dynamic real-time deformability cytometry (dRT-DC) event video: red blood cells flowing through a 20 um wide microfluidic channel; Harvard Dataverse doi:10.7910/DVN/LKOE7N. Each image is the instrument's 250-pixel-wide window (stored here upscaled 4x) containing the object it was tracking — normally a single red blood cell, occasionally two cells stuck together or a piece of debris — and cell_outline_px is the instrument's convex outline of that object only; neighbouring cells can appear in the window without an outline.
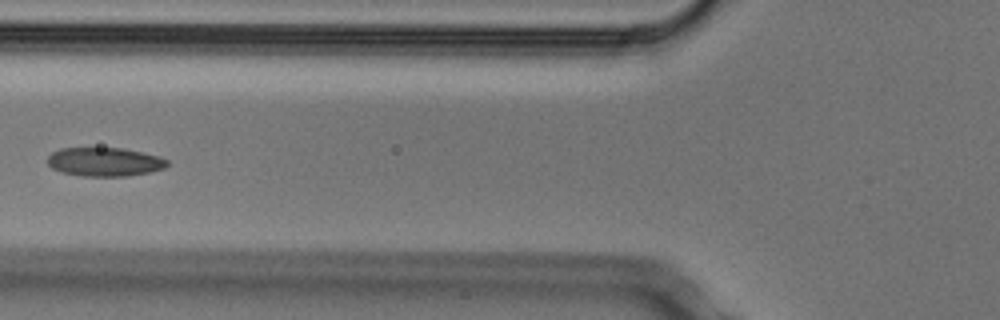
{"species": "Egyptian fruit bat (a non-hibernating species)", "species_latin": "Rousettus aegyptiacus", "temperature_condition": "cold", "stored_images_in_passage": 2, "camera_frame_rate_fps": 3000, "um_per_image_px": 0.085, "animal": {"sex": "male"}, "frame": {"image": 1, "passage_image": 2, "time_ms": 0.333, "image_size_px": [1000, 320], "cell_outline_px": [[168, 164], [164, 168], [148, 172], [128, 176], [84, 176], [60, 172], [52, 168], [48, 164], [48, 156], [52, 152], [60, 148], [124, 148], [160, 156], [168, 160]], "centroid_in_image_um": [8.89, 13.75], "position_along_channel_um": 116.9, "area_um2": 20.11}}